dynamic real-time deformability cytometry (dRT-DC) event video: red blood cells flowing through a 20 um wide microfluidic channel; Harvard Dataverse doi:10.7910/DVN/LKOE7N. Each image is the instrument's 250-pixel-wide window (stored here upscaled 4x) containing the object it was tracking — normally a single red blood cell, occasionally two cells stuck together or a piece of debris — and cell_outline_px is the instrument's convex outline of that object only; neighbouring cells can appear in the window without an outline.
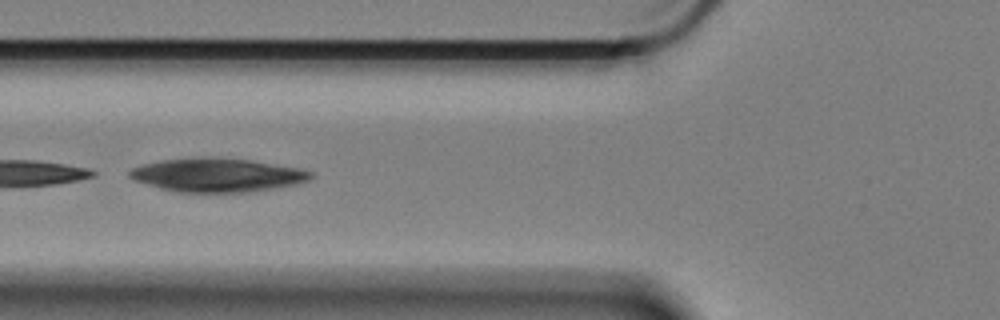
{"species": "Egyptian fruit bat (a non-hibernating species)", "species_latin": "Rousettus aegyptiacus", "temperature_condition": "cold", "stored_images_in_passage": 12, "camera_frame_rate_fps": 3000, "um_per_image_px": 0.085, "animal": {"sex": "female"}, "frame": {"image": 1, "passage_image": 6, "time_ms": 1.667, "image_size_px": [1000, 320], "cell_outline_px": [[312, 176], [308, 180], [296, 184], [256, 192], [176, 192], [160, 188], [132, 180], [128, 176], [128, 172], [132, 168], [144, 164], [160, 160], [200, 156], [208, 156], [252, 160], [296, 168], [312, 172]], "centroid_in_image_um": [18.42, 14.87], "position_along_channel_um": 107.4, "area_um2": 35.84}}